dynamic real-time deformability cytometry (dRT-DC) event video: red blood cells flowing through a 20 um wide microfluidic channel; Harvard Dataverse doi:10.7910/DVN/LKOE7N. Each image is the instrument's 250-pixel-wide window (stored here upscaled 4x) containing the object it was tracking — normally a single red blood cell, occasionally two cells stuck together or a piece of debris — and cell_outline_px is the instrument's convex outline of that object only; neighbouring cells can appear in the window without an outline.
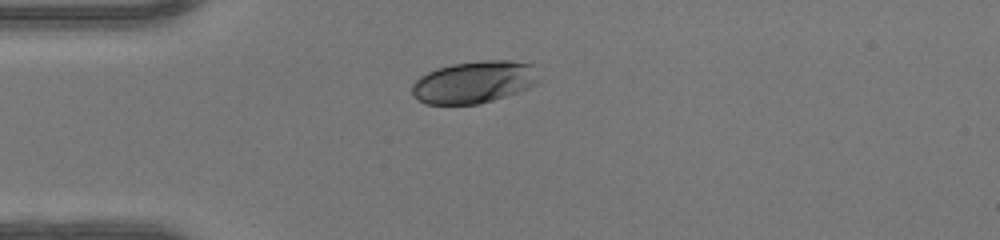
{"species": "human", "species_latin": "Homo sapiens", "temperature_condition": "warm", "stored_images_in_passage": 37, "camera_frame_rate_fps": 3000, "um_per_image_px": 0.085, "donor": {"sex": "female"}, "frame": {"image": 1, "passage_image": 1, "time_ms": 0.0, "image_size_px": [1000, 240], "cell_outline_px": [[536, 84], [528, 88], [480, 104], [424, 104], [416, 100], [412, 96], [412, 84], [420, 76], [436, 68], [452, 64], [484, 60], [512, 60], [532, 64], [536, 80]], "centroid_in_image_um": [40.22, 6.98], "position_along_channel_um": 44.8, "area_um2": 30.98}}
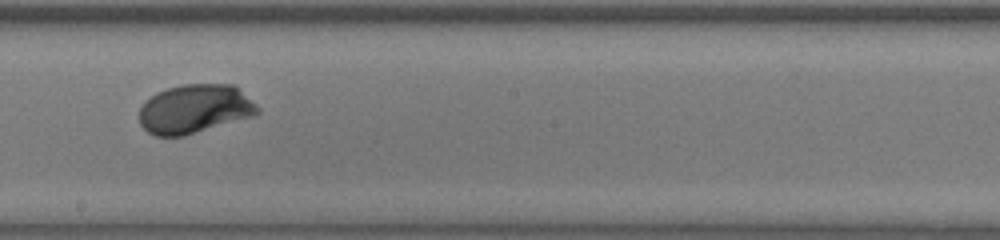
{"frame": {"image": 2, "passage_image": 16, "time_ms": 5.0, "image_size_px": [1000, 240], "cell_outline_px": [[260, 112], [252, 116], [184, 136], [156, 136], [148, 132], [140, 124], [140, 108], [144, 100], [156, 92], [180, 84], [236, 84], [260, 108]], "centroid_in_image_um": [16.55, 9.24], "position_along_channel_um": 231.7, "area_um2": 33.93}}
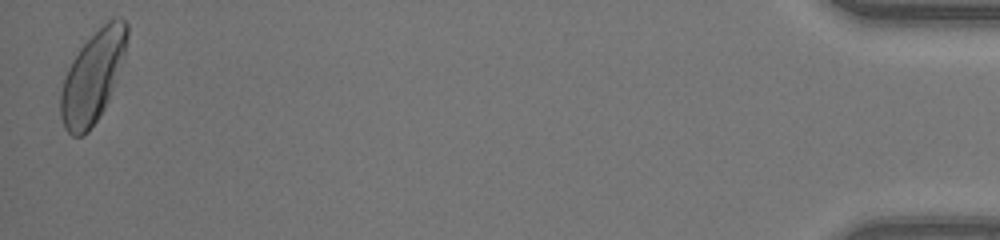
{"frame": {"image": 3, "passage_image": 37, "time_ms": 12.0, "image_size_px": [1000, 240], "cell_outline_px": [[128, 36], [124, 56], [112, 88], [104, 108], [88, 132], [84, 136], [72, 136], [64, 128], [60, 116], [60, 92], [68, 68], [80, 48], [112, 16], [120, 16], [128, 24]], "centroid_in_image_um": [7.88, 6.53], "position_along_channel_um": 427.3, "area_um2": 34.8}, "authors_computed_cell_mechanics": {"area_um2": 32.8304, "velocity_mm_per_s": 4.167, "shape_relaxation_time_tau1_ms": 1.807, "shape_relaxation_time_tau2_ms": null, "deformation_change_tau1": 0.1409, "deformation_change_tau2": null}}